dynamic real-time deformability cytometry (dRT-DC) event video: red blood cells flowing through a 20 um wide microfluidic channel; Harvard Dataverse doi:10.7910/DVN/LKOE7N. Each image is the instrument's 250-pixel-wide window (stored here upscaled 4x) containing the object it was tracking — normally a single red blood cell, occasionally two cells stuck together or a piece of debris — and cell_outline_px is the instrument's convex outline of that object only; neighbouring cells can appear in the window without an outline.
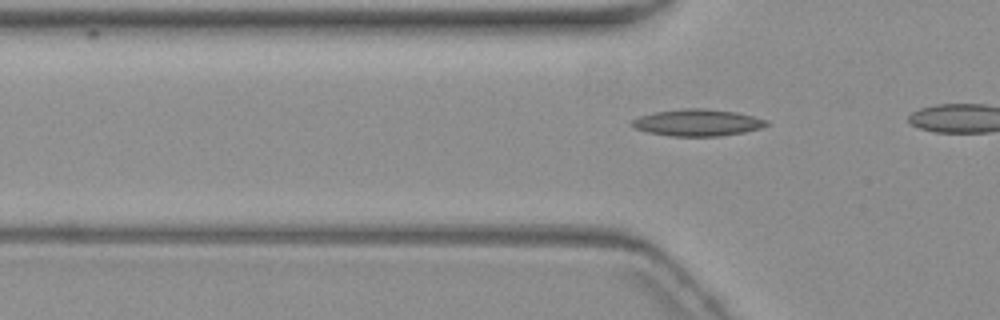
{"species": "common noctule bat (a hibernating species)", "species_latin": "Nyctalus noctula", "temperature_condition": "warm", "stored_images_in_passage": 3, "camera_frame_rate_fps": 3000, "um_per_image_px": 0.085, "animal": {"sex": "female", "body_mass_g": 19.3, "forearm_length_mm": 54.1}, "frame": {"image": 1, "passage_image": 3, "time_ms": 2.333, "image_size_px": [1000, 320], "cell_outline_px": [[768, 124], [760, 128], [744, 132], [720, 136], [672, 136], [648, 132], [632, 128], [628, 124], [632, 120], [640, 116], [652, 112], [684, 108], [704, 108], [736, 112], [768, 120]], "centroid_in_image_um": [59.23, 10.42], "position_along_channel_um": 66.6, "area_um2": 21.1}}